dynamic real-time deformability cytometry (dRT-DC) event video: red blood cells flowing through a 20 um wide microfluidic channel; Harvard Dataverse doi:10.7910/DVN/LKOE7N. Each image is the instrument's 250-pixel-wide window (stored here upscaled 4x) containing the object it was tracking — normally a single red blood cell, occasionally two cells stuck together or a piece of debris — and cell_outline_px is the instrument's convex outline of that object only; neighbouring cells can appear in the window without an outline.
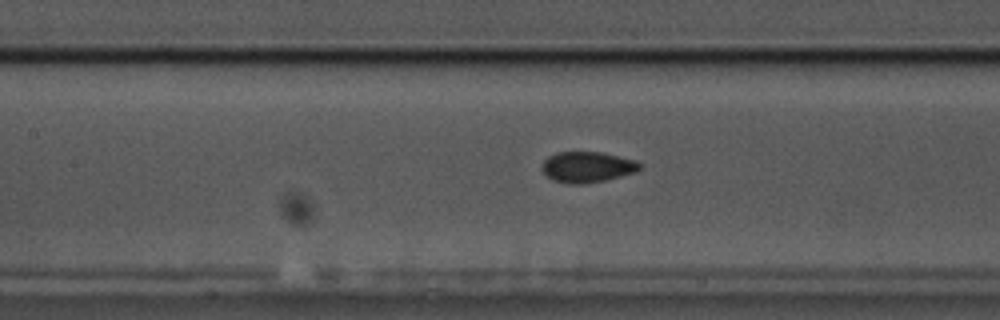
{"species": "common noctule bat (a hibernating species)", "species_latin": "Nyctalus noctula", "temperature_condition": "cold", "stored_images_in_passage": 52, "camera_frame_rate_fps": 3000, "um_per_image_px": 0.085, "animal": {"sex": "male", "body_mass_g": 17.5, "forearm_length_mm": 52.3}, "frame": {"image": 1, "passage_image": 20, "time_ms": 6.333, "image_size_px": [1000, 320], "cell_outline_px": [[640, 168], [636, 172], [604, 180], [584, 184], [564, 184], [552, 180], [540, 168], [544, 160], [548, 156], [556, 152], [604, 152], [636, 160], [640, 164]], "centroid_in_image_um": [49.89, 14.19], "position_along_channel_um": 157.5, "area_um2": 17.69}}
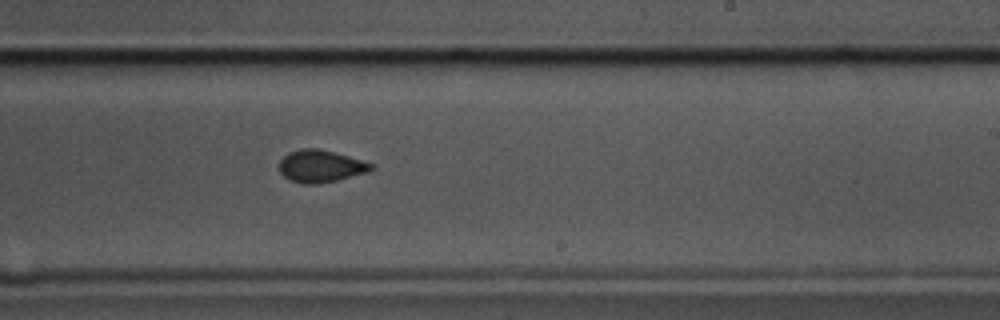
{"frame": {"image": 2, "passage_image": 29, "time_ms": 9.333, "image_size_px": [1000, 320], "cell_outline_px": [[376, 164], [368, 172], [320, 184], [304, 184], [292, 180], [284, 176], [280, 172], [280, 160], [288, 152], [300, 148], [316, 148], [348, 156]], "centroid_in_image_um": [27.26, 14.12], "position_along_channel_um": 261.7, "area_um2": 17.17}}
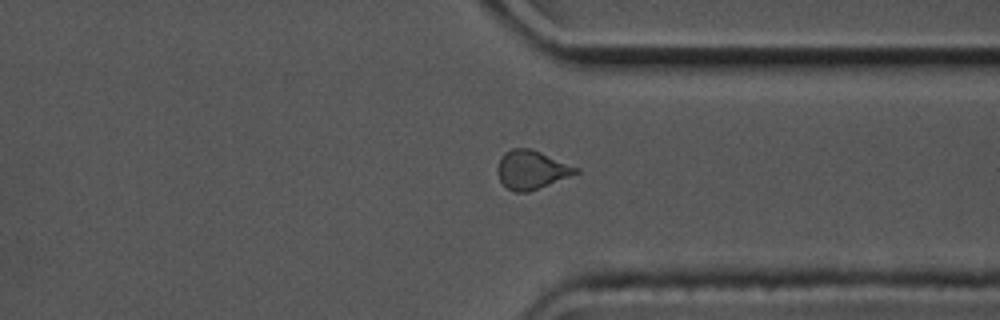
{"frame": {"image": 3, "passage_image": 38, "time_ms": 12.333, "image_size_px": [1000, 320], "cell_outline_px": [[580, 172], [528, 192], [516, 192], [508, 188], [500, 180], [496, 172], [496, 168], [500, 156], [504, 152], [512, 148], [528, 148], [540, 152], [580, 168]], "centroid_in_image_um": [45.15, 14.42], "position_along_channel_um": 366.3, "area_um2": 17.57}, "authors_computed_cell_mechanics": {"area_um2": 17.4267, "velocity_mm_per_s": 3.4865, "shape_relaxation_time_tau1_ms": 3.7, "shape_relaxation_time_tau2_ms": null, "deformation_change_tau1": 0.08, "deformation_change_tau2": null}}